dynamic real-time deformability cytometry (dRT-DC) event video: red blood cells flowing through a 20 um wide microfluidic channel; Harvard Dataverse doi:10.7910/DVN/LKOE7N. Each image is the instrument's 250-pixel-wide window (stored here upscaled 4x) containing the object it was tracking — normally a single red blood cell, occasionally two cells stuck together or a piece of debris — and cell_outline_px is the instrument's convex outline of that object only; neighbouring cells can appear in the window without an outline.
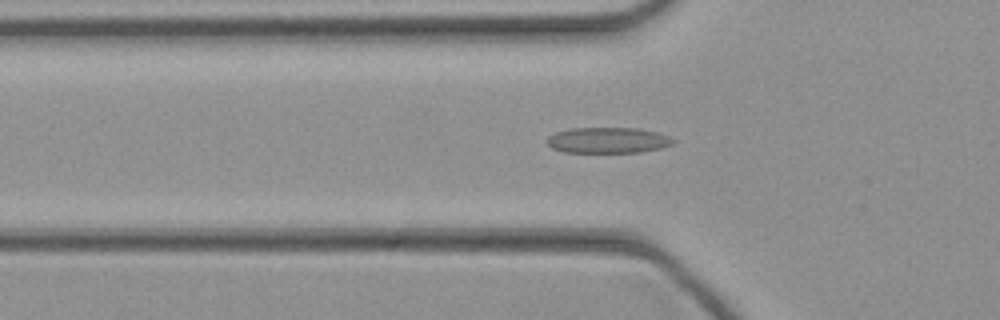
{"species": "common noctule bat (a hibernating species)", "species_latin": "Nyctalus noctula", "temperature_condition": "cold", "stored_images_in_passage": 36, "camera_frame_rate_fps": 3000, "um_per_image_px": 0.085, "animal": {"sex": "female", "body_mass_g": 21.9}, "frame": {"image": 1, "passage_image": 10, "time_ms": 3.0, "image_size_px": [1000, 320], "cell_outline_px": [[676, 140], [672, 144], [660, 148], [640, 152], [564, 152], [552, 148], [548, 144], [548, 136], [556, 132], [572, 128], [640, 128], [660, 132]], "centroid_in_image_um": [51.71, 11.91], "position_along_channel_um": 74.1, "area_um2": 18.96}}
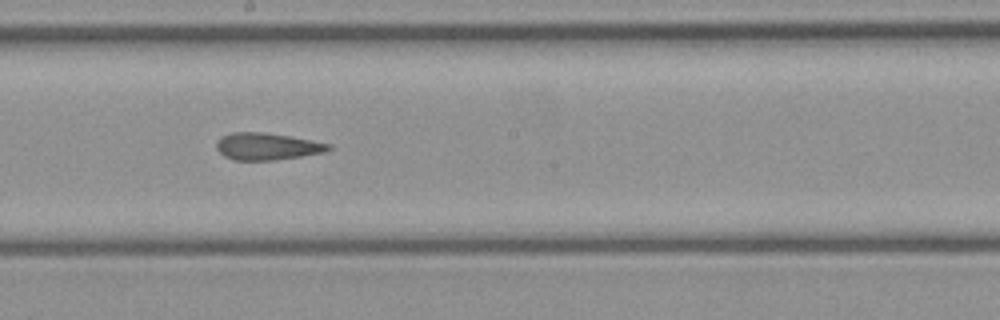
{"frame": {"image": 2, "passage_image": 20, "time_ms": 6.333, "image_size_px": [1000, 320], "cell_outline_px": [[332, 148], [328, 152], [276, 160], [232, 160], [224, 156], [216, 148], [216, 140], [220, 136], [232, 132], [264, 132], [312, 140], [332, 144]], "centroid_in_image_um": [22.71, 12.44], "position_along_channel_um": 225.5, "area_um2": 17.92}}
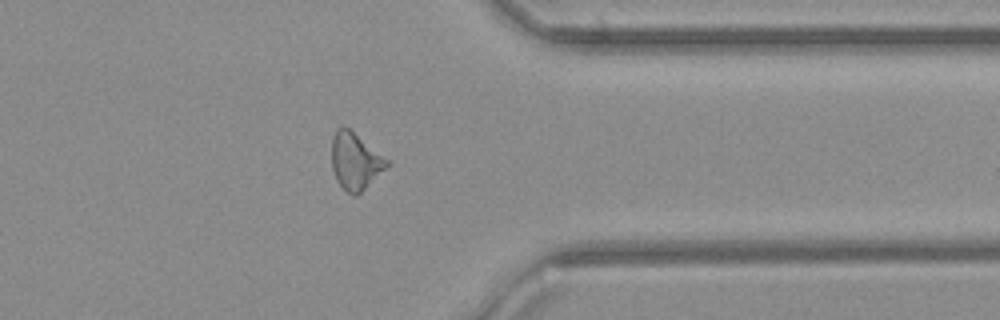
{"frame": {"image": 3, "passage_image": 31, "time_ms": 10.0, "image_size_px": [1000, 320], "cell_outline_px": [[392, 164], [356, 196], [352, 196], [336, 180], [332, 168], [332, 140], [336, 128], [348, 128], [392, 160]], "centroid_in_image_um": [30.26, 13.7], "position_along_channel_um": 381.1, "area_um2": 18.5}}